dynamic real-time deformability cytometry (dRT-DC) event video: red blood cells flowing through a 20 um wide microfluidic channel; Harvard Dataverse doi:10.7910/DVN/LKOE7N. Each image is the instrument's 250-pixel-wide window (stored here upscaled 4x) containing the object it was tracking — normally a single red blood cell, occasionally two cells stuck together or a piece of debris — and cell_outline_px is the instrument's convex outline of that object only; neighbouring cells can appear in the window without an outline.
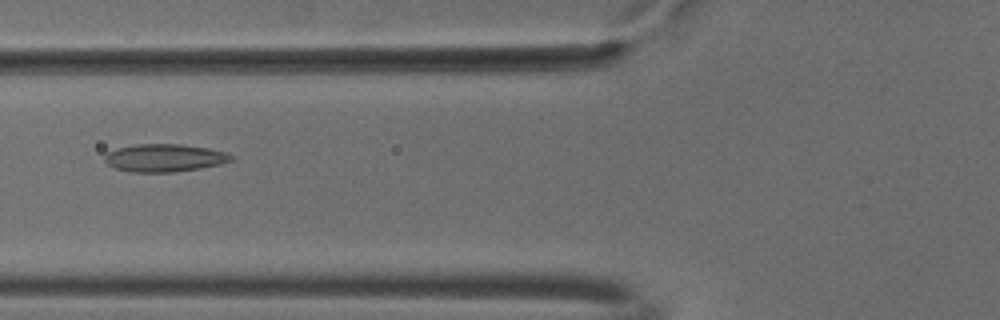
{"species": "common noctule bat (a hibernating species)", "species_latin": "Nyctalus noctula", "temperature_condition": "cold", "stored_images_in_passage": 39, "camera_frame_rate_fps": 3000, "um_per_image_px": 0.085, "animal": {"sex": "male", "body_mass_g": 18.8}, "frame": {"image": 1, "passage_image": 7, "time_ms": 2.0, "image_size_px": [1000, 320], "cell_outline_px": [[236, 156], [232, 160], [220, 164], [200, 168], [176, 172], [128, 172], [116, 168], [108, 164], [104, 160], [104, 156], [108, 152], [116, 148], [136, 144], [180, 144], [208, 148], [224, 152]], "centroid_in_image_um": [13.98, 13.42], "position_along_channel_um": 111.8, "area_um2": 20.52}}
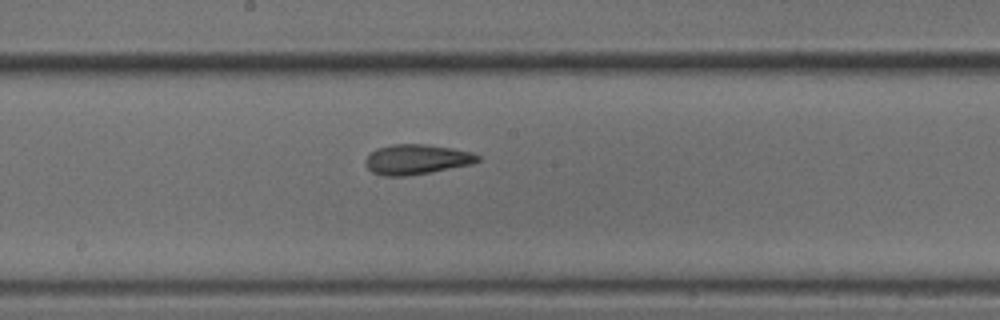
{"frame": {"image": 2, "passage_image": 15, "time_ms": 4.667, "image_size_px": [1000, 320], "cell_outline_px": [[480, 160], [472, 164], [408, 176], [384, 176], [372, 172], [364, 164], [364, 160], [376, 148], [392, 144], [424, 144], [452, 148], [472, 152], [480, 156]], "centroid_in_image_um": [35.39, 13.55], "position_along_channel_um": 212.8, "area_um2": 19.65}}
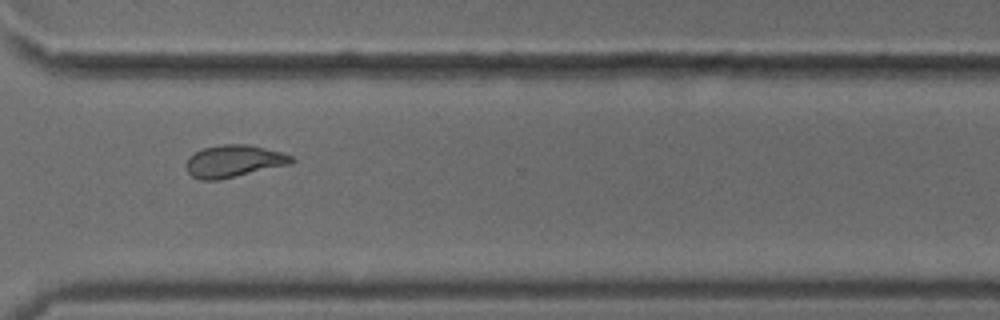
{"frame": {"image": 3, "passage_image": 26, "time_ms": 8.333, "image_size_px": [1000, 320], "cell_outline_px": [[296, 160], [292, 164], [220, 180], [200, 180], [192, 176], [188, 172], [188, 156], [204, 148], [224, 144], [248, 144], [280, 152], [292, 156]], "centroid_in_image_um": [19.91, 13.71], "position_along_channel_um": 350.7, "area_um2": 19.71}, "authors_computed_cell_mechanics": {"area_um2": 19.652, "velocity_mm_per_s": 3.7677, "shape_relaxation_time_tau1_ms": 11.2185, "shape_relaxation_time_tau2_ms": 1.8696, "deformation_change_tau1": 0.2066, "deformation_change_tau2": 0.0811}}